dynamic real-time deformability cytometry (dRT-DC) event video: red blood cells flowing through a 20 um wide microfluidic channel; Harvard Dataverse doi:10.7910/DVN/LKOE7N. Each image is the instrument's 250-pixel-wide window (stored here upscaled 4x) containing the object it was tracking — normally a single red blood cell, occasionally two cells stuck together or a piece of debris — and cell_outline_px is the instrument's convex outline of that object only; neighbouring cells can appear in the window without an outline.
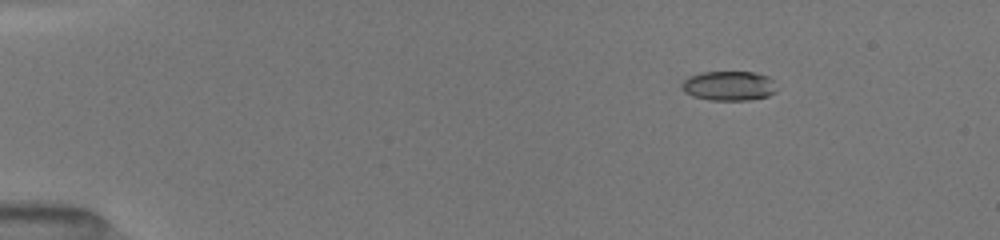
{"species": "common noctule bat (a hibernating species)", "species_latin": "Nyctalus noctula", "temperature_condition": "room temperature", "stored_images_in_passage": 42, "camera_frame_rate_fps": 3000, "um_per_image_px": 0.085, "animal": {"sex": "female", "body_mass_g": 19.5, "forearm_length_mm": 54.1}, "frame": {"image": 1, "passage_image": 3, "time_ms": 1.667, "image_size_px": [1000, 240], "cell_outline_px": [[780, 88], [776, 92], [768, 96], [748, 100], [708, 100], [692, 96], [684, 92], [680, 88], [680, 84], [688, 76], [700, 72], [756, 72], [768, 76]], "centroid_in_image_um": [61.96, 7.29], "position_along_channel_um": 23.0, "area_um2": 16.76}}
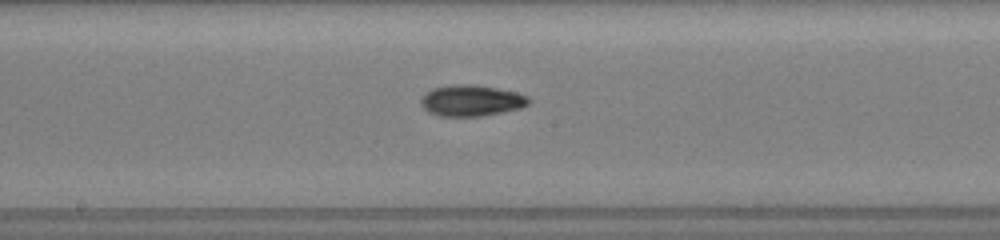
{"frame": {"image": 2, "passage_image": 18, "time_ms": 8.667, "image_size_px": [1000, 240], "cell_outline_px": [[532, 100], [528, 104], [520, 108], [480, 116], [440, 116], [428, 112], [420, 104], [420, 100], [432, 88], [452, 84], [476, 84], [516, 92], [528, 96]], "centroid_in_image_um": [40.06, 8.54], "position_along_channel_um": 208.1, "area_um2": 19.54}}
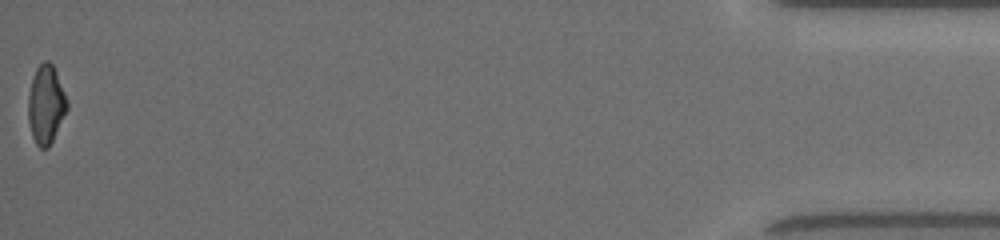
{"frame": {"image": 3, "passage_image": 42, "time_ms": 16.333, "image_size_px": [1000, 240], "cell_outline_px": [[68, 108], [48, 148], [40, 148], [36, 144], [32, 136], [28, 120], [28, 96], [32, 76], [36, 68], [44, 60], [48, 60], [52, 64], [56, 72], [68, 100]], "centroid_in_image_um": [3.89, 8.86], "position_along_channel_um": 431.3, "area_um2": 17.8}, "authors_computed_cell_mechanics": {"area_um2": 18.0914, "velocity_mm_per_s": 4.045, "shape_relaxation_time_tau1_ms": 6.1519, "shape_relaxation_time_tau2_ms": 2.6443, "deformation_change_tau1": 0.2055, "deformation_change_tau2": 0.0863}}